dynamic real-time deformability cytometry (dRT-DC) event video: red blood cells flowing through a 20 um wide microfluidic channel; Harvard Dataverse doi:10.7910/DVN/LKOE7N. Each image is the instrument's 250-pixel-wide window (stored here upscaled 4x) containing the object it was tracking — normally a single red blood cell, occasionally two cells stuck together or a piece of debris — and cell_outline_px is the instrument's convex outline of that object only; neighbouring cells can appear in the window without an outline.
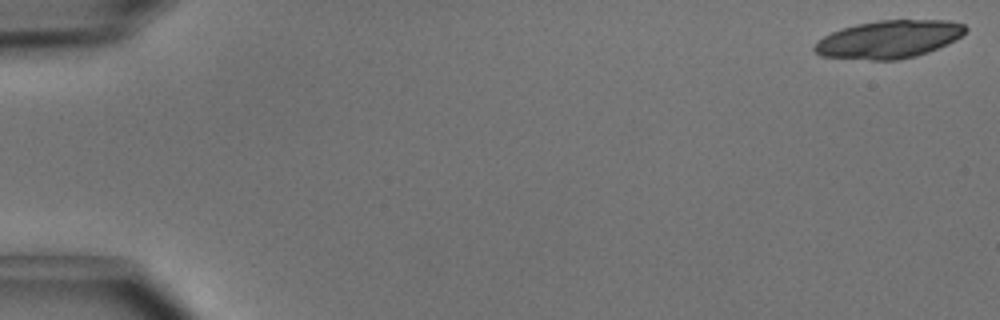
{"species": "common noctule bat (a hibernating species)", "species_latin": "Nyctalus noctula", "temperature_condition": "cold", "stored_images_in_passage": 15, "camera_frame_rate_fps": 3000, "um_per_image_px": 0.085, "animal": {"sex": "male", "body_mass_g": 15.6}, "frame": {"image": 1, "passage_image": 1, "time_ms": 0.0, "image_size_px": [1000, 320], "cell_outline_px": [[968, 28], [956, 40], [928, 52], [916, 56], [900, 60], [872, 60], [820, 56], [812, 48], [816, 40], [840, 28], [856, 24], [880, 20], [948, 20], [964, 24]], "centroid_in_image_um": [75.53, 3.34], "position_along_channel_um": 9.5, "area_um2": 33.47}}